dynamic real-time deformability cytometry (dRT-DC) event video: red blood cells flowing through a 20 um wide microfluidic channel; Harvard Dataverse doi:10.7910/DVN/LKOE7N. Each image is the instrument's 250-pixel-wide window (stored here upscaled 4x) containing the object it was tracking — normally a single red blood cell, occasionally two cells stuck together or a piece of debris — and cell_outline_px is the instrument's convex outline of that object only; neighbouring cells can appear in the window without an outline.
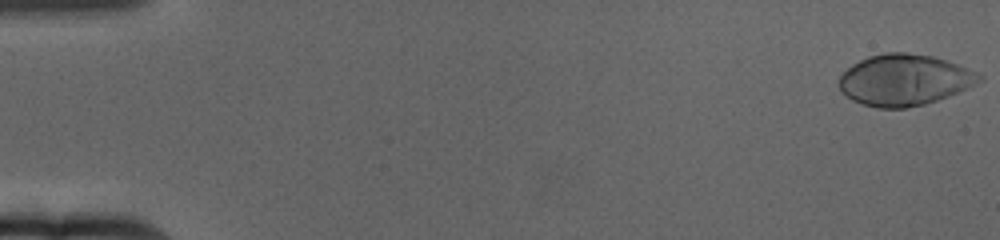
{"species": "human", "species_latin": "Homo sapiens", "temperature_condition": "cold", "stored_images_in_passage": 65, "camera_frame_rate_fps": 3000, "um_per_image_px": 0.085, "donor": {"sex": "female"}, "frame": {"image": 1, "passage_image": 1, "time_ms": 0.0, "image_size_px": [1000, 240], "cell_outline_px": [[984, 80], [948, 96], [924, 104], [908, 108], [876, 108], [860, 104], [852, 100], [836, 84], [840, 76], [852, 64], [868, 56], [884, 52], [908, 52], [932, 56], [956, 64], [976, 72], [984, 76]], "centroid_in_image_um": [76.84, 6.79], "position_along_channel_um": 8.2, "area_um2": 41.79}}
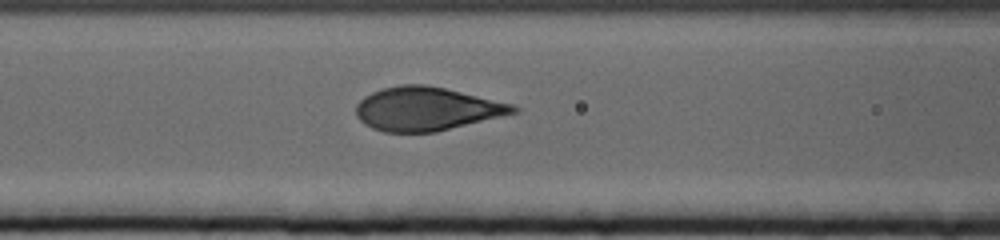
{"frame": {"image": 2, "passage_image": 28, "time_ms": 9.0, "image_size_px": [1000, 240], "cell_outline_px": [[520, 112], [436, 132], [384, 132], [372, 128], [364, 124], [356, 116], [356, 104], [364, 96], [372, 92], [384, 88], [400, 84], [424, 84], [444, 88], [512, 104], [520, 108]], "centroid_in_image_um": [36.25, 9.26], "position_along_channel_um": 130.4, "area_um2": 39.88}}
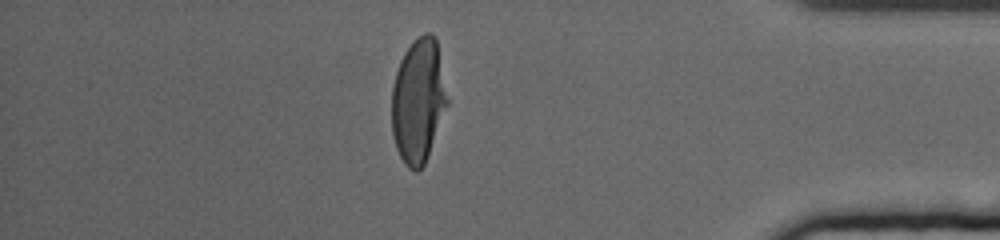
{"frame": {"image": 3, "passage_image": 57, "time_ms": 18.667, "image_size_px": [1000, 240], "cell_outline_px": [[448, 104], [428, 156], [424, 164], [416, 172], [408, 168], [404, 164], [396, 148], [392, 132], [392, 88], [396, 72], [400, 60], [404, 52], [412, 40], [424, 32], [432, 32], [436, 36], [448, 100]], "centroid_in_image_um": [35.55, 8.54], "position_along_channel_um": 399.6, "area_um2": 40.46}}